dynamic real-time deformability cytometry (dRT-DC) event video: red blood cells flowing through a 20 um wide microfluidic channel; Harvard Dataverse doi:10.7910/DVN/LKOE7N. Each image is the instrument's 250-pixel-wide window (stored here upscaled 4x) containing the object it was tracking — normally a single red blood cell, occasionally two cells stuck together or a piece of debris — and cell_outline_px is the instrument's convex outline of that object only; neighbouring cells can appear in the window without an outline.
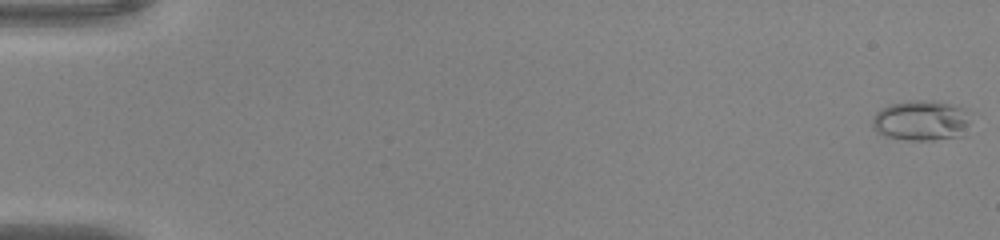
{"species": "common noctule bat (a hibernating species)", "species_latin": "Nyctalus noctula", "temperature_condition": "warm", "stored_images_in_passage": 14, "camera_frame_rate_fps": 3000, "um_per_image_px": 0.085, "animal": {"sex": "male", "body_mass_g": 20.0, "forearm_length_mm": 53.3}, "frame": {"image": 1, "passage_image": 1, "time_ms": 0.0, "image_size_px": [1000, 240], "cell_outline_px": [[972, 112], [968, 136], [932, 140], [908, 140], [884, 136], [876, 132], [872, 128], [872, 116], [880, 108], [892, 104], [908, 100], [936, 100], [968, 108]], "centroid_in_image_um": [78.4, 10.24], "position_along_channel_um": 6.6, "area_um2": 24.28}}